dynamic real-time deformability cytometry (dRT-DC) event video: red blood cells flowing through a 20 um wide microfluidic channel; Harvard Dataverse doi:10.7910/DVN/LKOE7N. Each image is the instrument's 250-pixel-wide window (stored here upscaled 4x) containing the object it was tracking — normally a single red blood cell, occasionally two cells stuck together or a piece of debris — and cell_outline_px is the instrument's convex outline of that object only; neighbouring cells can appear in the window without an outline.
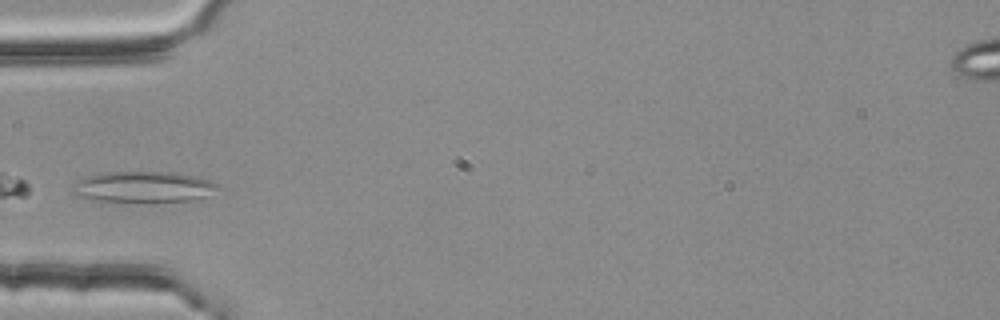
{"species": "common noctule bat (a hibernating species)", "species_latin": "Nyctalus noctula", "temperature_condition": "room temperature", "stored_images_in_passage": 5, "camera_frame_rate_fps": 3000, "um_per_image_px": 0.085, "animal": {"sex": "female", "body_mass_g": 25.1}, "frame": {"image": 1, "passage_image": 5, "time_ms": 1.333, "image_size_px": [1000, 320], "cell_outline_px": [[216, 188], [204, 196], [192, 200], [152, 204], [100, 204], [76, 196], [72, 192], [72, 188], [80, 180], [88, 176], [100, 172], [168, 172], [192, 176], [212, 180], [216, 184]], "centroid_in_image_um": [12.04, 15.97], "position_along_channel_um": 73.0, "area_um2": 27.46}}